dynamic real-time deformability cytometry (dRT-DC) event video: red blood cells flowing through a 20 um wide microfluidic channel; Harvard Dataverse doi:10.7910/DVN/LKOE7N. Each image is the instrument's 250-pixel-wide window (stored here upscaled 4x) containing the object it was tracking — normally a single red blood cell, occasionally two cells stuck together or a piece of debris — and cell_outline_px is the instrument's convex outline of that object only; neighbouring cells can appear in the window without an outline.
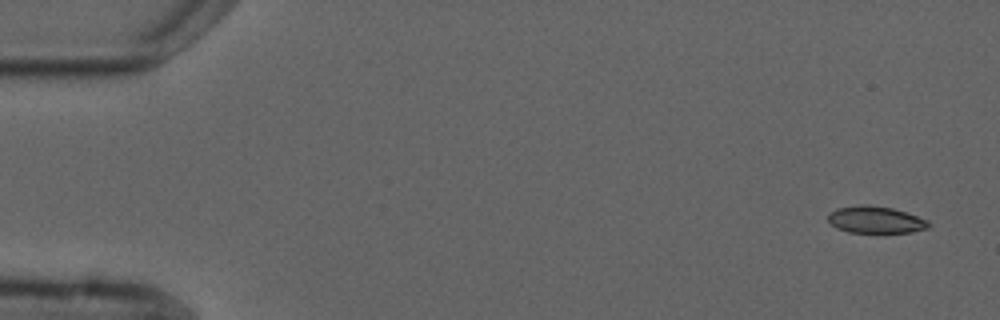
{"species": "common noctule bat (a hibernating species)", "species_latin": "Nyctalus noctula", "temperature_condition": "cold", "stored_images_in_passage": 2, "segment_of_instrument_passage": [2, 2], "camera_frame_rate_fps": 3000, "um_per_image_px": 0.085, "animal": {"sex": "male", "forearm_length_mm": 52.5}, "frame": {"image": 1, "passage_image": 2, "time_ms": 2.0, "image_size_px": [1000, 320], "cell_outline_px": [[932, 224], [928, 228], [912, 232], [848, 232], [836, 228], [828, 220], [828, 212], [836, 208], [868, 204], [892, 208], [928, 220]], "centroid_in_image_um": [74.41, 18.68], "position_along_channel_um": 10.6, "area_um2": 15.72}}